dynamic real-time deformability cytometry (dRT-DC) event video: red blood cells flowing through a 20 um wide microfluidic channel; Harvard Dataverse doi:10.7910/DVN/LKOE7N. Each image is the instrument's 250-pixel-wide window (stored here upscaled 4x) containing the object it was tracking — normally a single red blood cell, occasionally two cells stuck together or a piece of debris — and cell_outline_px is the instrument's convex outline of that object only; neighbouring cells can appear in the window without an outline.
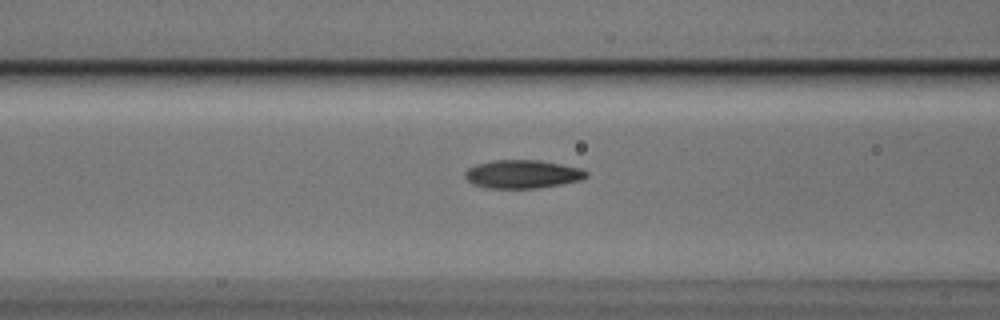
{"species": "Egyptian fruit bat (a non-hibernating species)", "species_latin": "Rousettus aegyptiacus", "temperature_condition": "cold", "stored_images_in_passage": 37, "camera_frame_rate_fps": 3000, "um_per_image_px": 0.085, "animal": {"sex": "male"}, "frame": {"image": 1, "passage_image": 15, "time_ms": 4.667, "image_size_px": [1000, 320], "cell_outline_px": [[588, 176], [580, 180], [560, 184], [536, 188], [488, 188], [476, 184], [468, 180], [464, 176], [464, 172], [468, 168], [476, 164], [492, 160], [540, 160], [580, 168], [588, 172]], "centroid_in_image_um": [44.4, 14.79], "position_along_channel_um": 122.2, "area_um2": 19.88}}
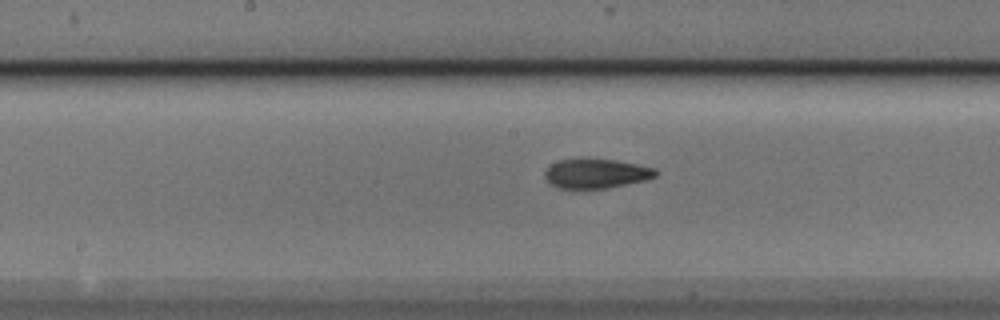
{"frame": {"image": 2, "passage_image": 21, "time_ms": 6.667, "image_size_px": [1000, 320], "cell_outline_px": [[660, 172], [656, 176], [644, 180], [608, 188], [560, 188], [552, 184], [544, 176], [544, 172], [552, 164], [560, 160], [580, 156], [584, 156], [616, 160], [656, 168]], "centroid_in_image_um": [50.68, 14.7], "position_along_channel_um": 197.5, "area_um2": 19.42}}
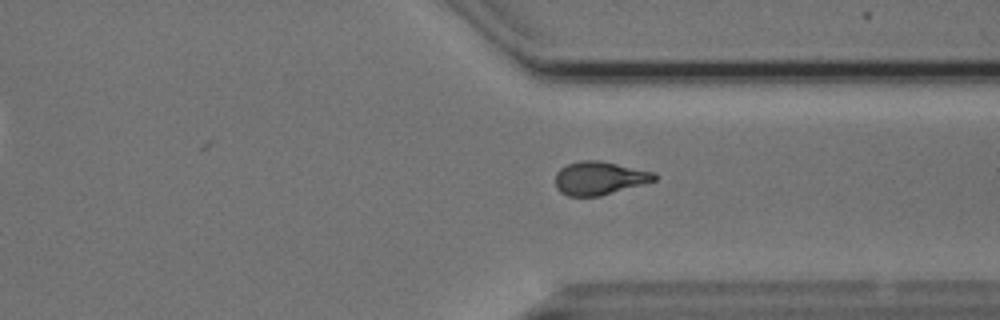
{"frame": {"image": 3, "passage_image": 34, "time_ms": 11.0, "image_size_px": [1000, 320], "cell_outline_px": [[656, 180], [600, 196], [568, 196], [560, 192], [556, 188], [556, 172], [560, 168], [568, 164], [580, 160], [600, 160], [656, 172]], "centroid_in_image_um": [50.94, 15.13], "position_along_channel_um": 360.5, "area_um2": 19.25}}